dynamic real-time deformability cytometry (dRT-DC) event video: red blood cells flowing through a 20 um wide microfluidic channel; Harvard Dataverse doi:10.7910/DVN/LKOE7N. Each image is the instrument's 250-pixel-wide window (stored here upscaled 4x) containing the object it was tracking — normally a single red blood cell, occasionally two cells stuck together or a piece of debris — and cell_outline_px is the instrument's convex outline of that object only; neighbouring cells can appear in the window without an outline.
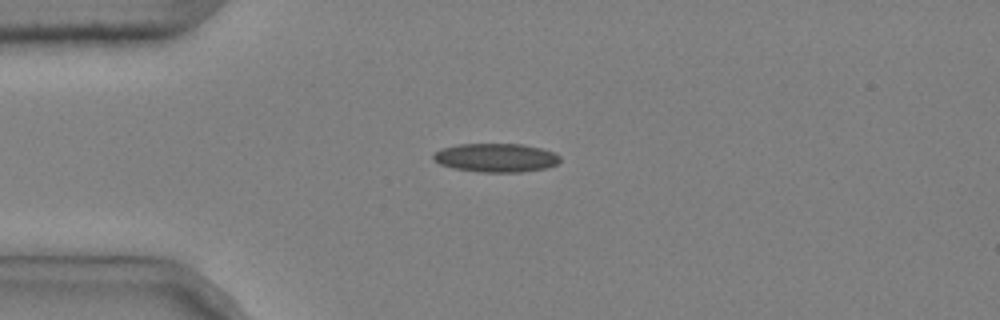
{"species": "common noctule bat (a hibernating species)", "species_latin": "Nyctalus noctula", "temperature_condition": "cold", "stored_images_in_passage": 3, "camera_frame_rate_fps": 3000, "um_per_image_px": 0.085, "animal": {"sex": "male", "body_mass_g": 20.4}, "frame": {"image": 1, "passage_image": 1, "time_ms": 0.0, "image_size_px": [1000, 320], "cell_outline_px": [[560, 160], [556, 164], [548, 168], [520, 172], [480, 172], [452, 168], [440, 164], [432, 160], [432, 156], [440, 148], [456, 144], [520, 144], [540, 148], [552, 152], [560, 156]], "centroid_in_image_um": [42.11, 13.41], "position_along_channel_um": 42.9, "area_um2": 21.27}}